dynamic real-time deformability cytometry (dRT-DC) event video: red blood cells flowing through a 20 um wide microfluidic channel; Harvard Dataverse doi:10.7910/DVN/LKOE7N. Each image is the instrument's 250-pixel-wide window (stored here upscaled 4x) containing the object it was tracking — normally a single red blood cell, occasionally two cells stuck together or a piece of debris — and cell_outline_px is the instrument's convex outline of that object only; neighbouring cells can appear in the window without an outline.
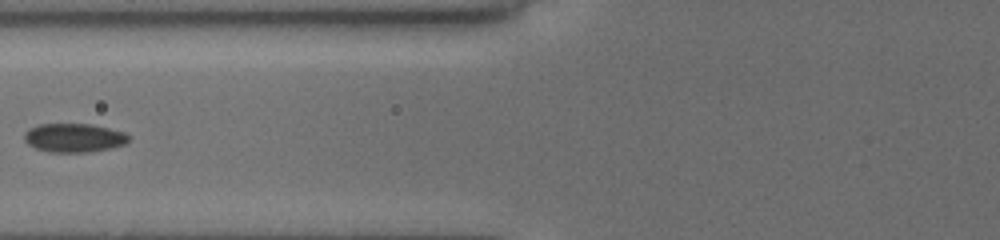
{"species": "common noctule bat (a hibernating species)", "species_latin": "Nyctalus noctula", "temperature_condition": "cold", "stored_images_in_passage": 13, "camera_frame_rate_fps": 3000, "um_per_image_px": 0.085, "animal": {"sex": "female", "body_mass_g": 19.5, "forearm_length_mm": 54.1}, "frame": {"image": 1, "passage_image": 11, "time_ms": 8.0, "image_size_px": [1000, 240], "cell_outline_px": [[132, 136], [124, 144], [108, 148], [88, 152], [48, 152], [36, 148], [28, 144], [24, 140], [24, 132], [28, 128], [40, 124], [92, 124], [124, 132]], "centroid_in_image_um": [6.26, 11.7], "position_along_channel_um": 119.5, "area_um2": 17.51}}